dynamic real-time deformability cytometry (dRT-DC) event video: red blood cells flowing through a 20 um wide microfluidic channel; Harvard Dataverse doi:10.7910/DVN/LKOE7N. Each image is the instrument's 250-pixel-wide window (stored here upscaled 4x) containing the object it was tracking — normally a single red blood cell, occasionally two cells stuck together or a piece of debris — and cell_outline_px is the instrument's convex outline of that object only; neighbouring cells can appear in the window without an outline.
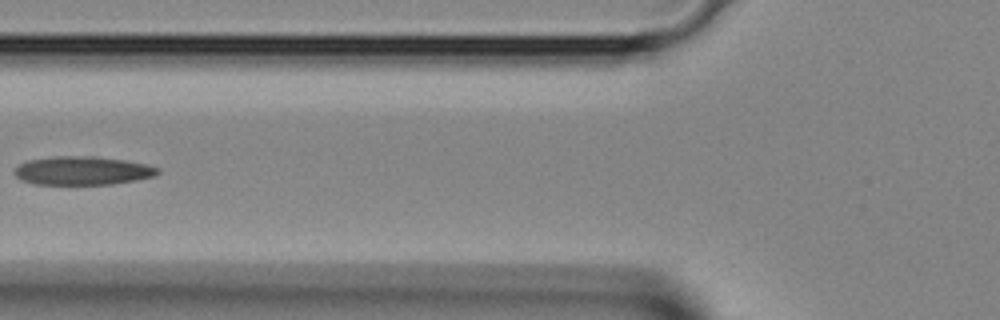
{"species": "Egyptian fruit bat (a non-hibernating species)", "species_latin": "Rousettus aegyptiacus", "temperature_condition": "room temperature", "stored_images_in_passage": 2, "camera_frame_rate_fps": 3000, "um_per_image_px": 0.085, "animal": {"sex": "female"}, "frame": {"image": 1, "passage_image": 2, "time_ms": 0.333, "image_size_px": [1000, 320], "cell_outline_px": [[160, 172], [152, 176], [136, 180], [112, 184], [36, 184], [20, 180], [12, 172], [20, 164], [28, 160], [56, 156], [92, 156], [124, 160], [148, 164], [160, 168]], "centroid_in_image_um": [7.01, 14.5], "position_along_channel_um": 118.8, "area_um2": 23.81}}